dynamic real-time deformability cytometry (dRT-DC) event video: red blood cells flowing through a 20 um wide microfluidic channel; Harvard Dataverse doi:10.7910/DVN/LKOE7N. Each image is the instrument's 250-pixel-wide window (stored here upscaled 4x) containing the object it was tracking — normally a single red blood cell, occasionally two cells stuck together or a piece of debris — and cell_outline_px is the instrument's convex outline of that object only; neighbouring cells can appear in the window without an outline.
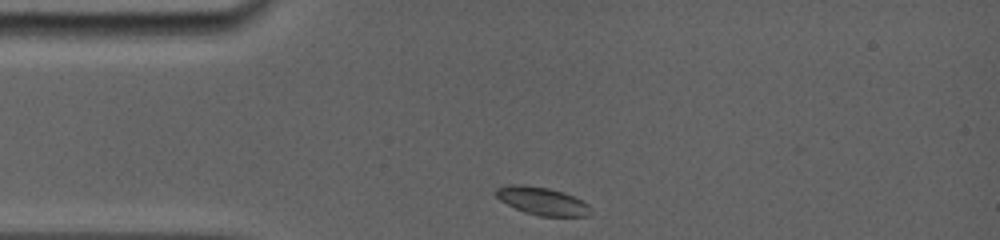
{"species": "common noctule bat (a hibernating species)", "species_latin": "Nyctalus noctula", "temperature_condition": "room temperature", "stored_images_in_passage": 5, "camera_frame_rate_fps": 5000, "um_per_image_px": 0.085, "animal": {"sex": "female", "body_mass_g": 19.0, "forearm_length_mm": 56.7}, "frame": {"image": 1, "passage_image": 1, "time_ms": 0.0, "image_size_px": [1000, 240], "cell_outline_px": [[592, 212], [588, 216], [540, 216], [524, 212], [500, 200], [496, 196], [496, 188], [508, 184], [524, 184], [548, 188], [564, 192], [588, 204]], "centroid_in_image_um": [46.08, 17.08], "position_along_channel_um": 38.9, "area_um2": 15.32}}
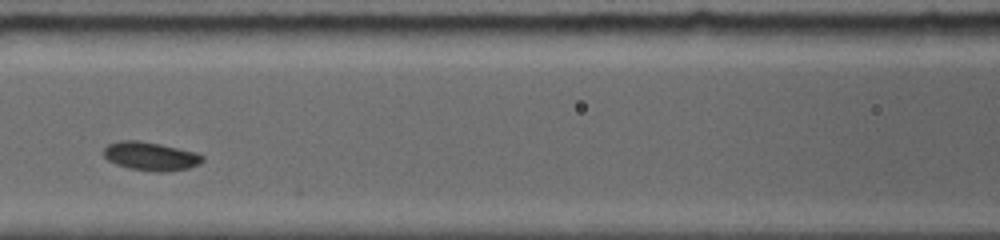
{"frame": {"image": 2, "passage_image": 4, "time_ms": 3.6, "image_size_px": [1000, 240], "cell_outline_px": [[204, 160], [200, 164], [188, 168], [168, 172], [156, 172], [128, 168], [116, 164], [108, 160], [104, 156], [104, 148], [108, 144], [120, 140], [140, 140], [160, 144], [196, 152], [204, 156]], "centroid_in_image_um": [12.82, 13.28], "position_along_channel_um": 153.8, "area_um2": 16.59}}
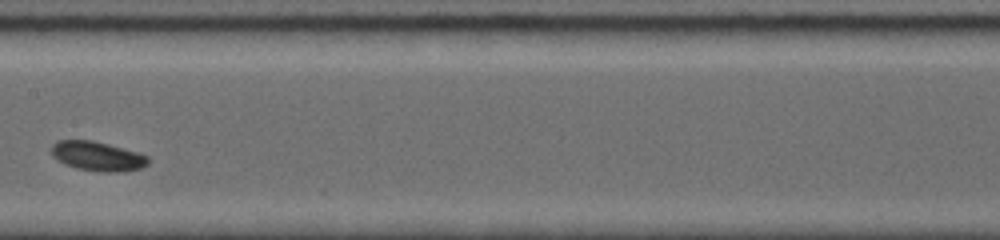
{"frame": {"image": 3, "passage_image": 5, "time_ms": 4.8, "image_size_px": [1000, 240], "cell_outline_px": [[148, 164], [140, 168], [128, 172], [100, 172], [76, 168], [64, 164], [56, 160], [52, 156], [52, 144], [56, 140], [92, 140], [108, 144], [136, 152], [148, 156]], "centroid_in_image_um": [8.26, 13.29], "position_along_channel_um": 199.1, "area_um2": 16.7}}